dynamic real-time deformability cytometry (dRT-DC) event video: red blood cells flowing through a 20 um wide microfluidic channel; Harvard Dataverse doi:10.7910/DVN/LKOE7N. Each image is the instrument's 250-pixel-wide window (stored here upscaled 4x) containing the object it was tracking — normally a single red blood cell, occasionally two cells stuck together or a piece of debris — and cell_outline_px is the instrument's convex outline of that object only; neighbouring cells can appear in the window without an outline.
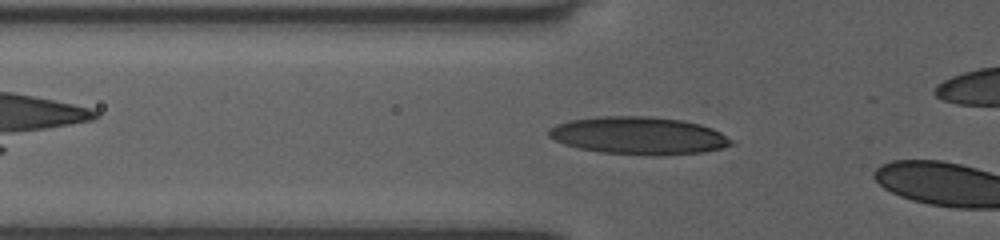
{"species": "human", "species_latin": "Homo sapiens", "temperature_condition": "room temperature", "stored_images_in_passage": 30, "camera_frame_rate_fps": 3000, "um_per_image_px": 0.085, "donor": {"sex": "female"}, "frame": {"image": 1, "passage_image": 3, "time_ms": 0.667, "image_size_px": [1000, 240], "cell_outline_px": [[732, 144], [720, 148], [704, 152], [652, 156], [600, 152], [580, 148], [564, 144], [548, 136], [548, 128], [556, 124], [568, 120], [600, 116], [648, 116], [684, 120], [700, 124], [712, 128], [720, 132], [732, 140]], "centroid_in_image_um": [54.26, 11.52], "position_along_channel_um": 71.5, "area_um2": 40.06}}
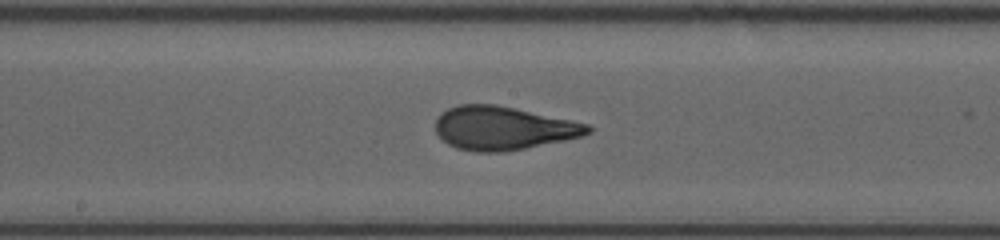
{"frame": {"image": 2, "passage_image": 13, "time_ms": 4.0, "image_size_px": [1000, 240], "cell_outline_px": [[592, 132], [580, 136], [564, 140], [504, 152], [476, 152], [456, 148], [448, 144], [436, 132], [436, 120], [440, 112], [456, 104], [496, 104], [588, 124], [592, 128]], "centroid_in_image_um": [42.72, 10.89], "position_along_channel_um": 205.5, "area_um2": 38.38}}
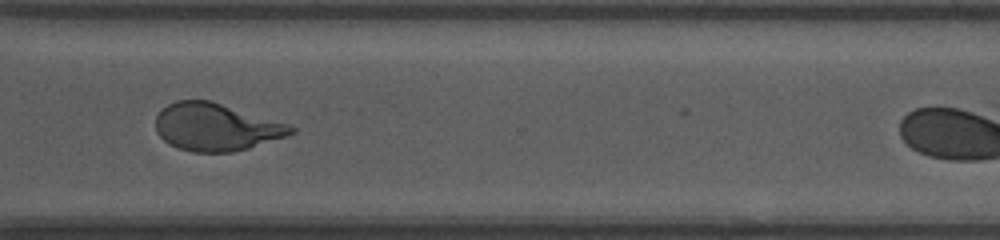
{"frame": {"image": 3, "passage_image": 24, "time_ms": 7.667, "image_size_px": [1000, 240], "cell_outline_px": [[296, 132], [288, 136], [248, 148], [232, 152], [192, 152], [176, 148], [168, 144], [156, 132], [156, 116], [168, 104], [176, 100], [212, 100], [292, 124], [296, 128]], "centroid_in_image_um": [18.41, 10.79], "position_along_channel_um": 352.2, "area_um2": 37.97}}